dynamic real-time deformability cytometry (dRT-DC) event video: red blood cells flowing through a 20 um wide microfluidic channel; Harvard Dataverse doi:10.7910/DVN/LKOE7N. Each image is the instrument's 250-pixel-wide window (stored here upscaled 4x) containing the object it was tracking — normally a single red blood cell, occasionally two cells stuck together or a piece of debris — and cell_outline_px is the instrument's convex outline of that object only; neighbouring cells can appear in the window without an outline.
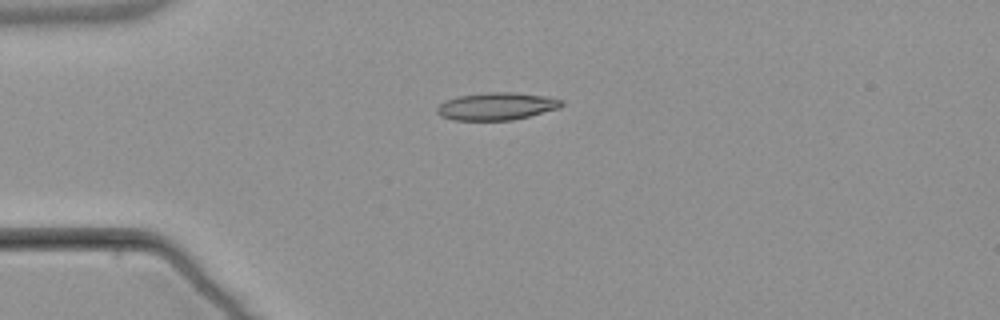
{"species": "common noctule bat (a hibernating species)", "species_latin": "Nyctalus noctula", "temperature_condition": "warm", "stored_images_in_passage": 4, "camera_frame_rate_fps": 3000, "um_per_image_px": 0.085, "animal": {"sex": "male", "body_mass_g": 21.5, "forearm_length_mm": 52.0}, "frame": {"image": 1, "passage_image": 1, "time_ms": 0.0, "image_size_px": [1000, 320], "cell_outline_px": [[564, 104], [560, 108], [512, 120], [452, 120], [440, 116], [436, 112], [436, 108], [440, 104], [448, 100], [460, 96], [488, 92], [512, 92], [544, 96], [564, 100]], "centroid_in_image_um": [42.22, 9.04], "position_along_channel_um": 42.8, "area_um2": 19.83}}
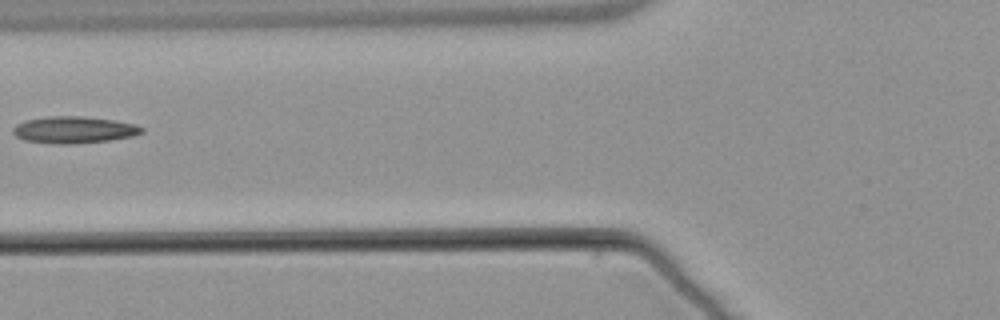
{"frame": {"image": 2, "passage_image": 3, "time_ms": 2.667, "image_size_px": [1000, 320], "cell_outline_px": [[144, 132], [132, 136], [108, 140], [72, 144], [52, 144], [24, 140], [16, 136], [12, 132], [12, 128], [16, 124], [24, 120], [48, 116], [84, 116], [112, 120], [136, 124], [144, 128]], "centroid_in_image_um": [6.25, 11.03], "position_along_channel_um": 119.5, "area_um2": 20.23}}